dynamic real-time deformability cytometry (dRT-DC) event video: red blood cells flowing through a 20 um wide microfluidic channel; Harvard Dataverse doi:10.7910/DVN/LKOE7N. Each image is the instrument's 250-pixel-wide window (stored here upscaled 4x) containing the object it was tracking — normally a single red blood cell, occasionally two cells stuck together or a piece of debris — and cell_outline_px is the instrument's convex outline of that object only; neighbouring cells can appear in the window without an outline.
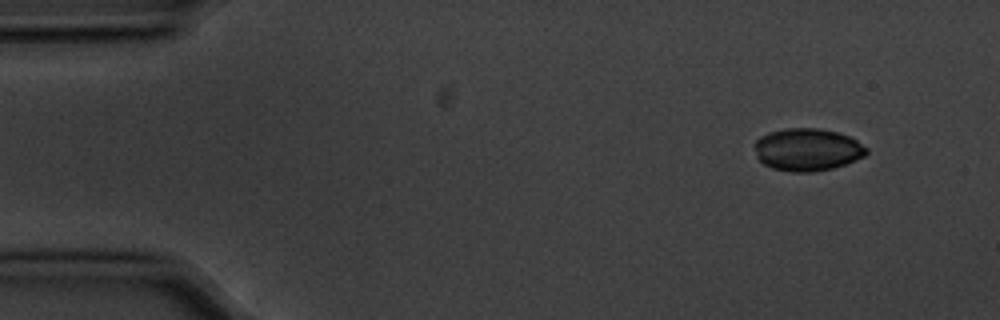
{"species": "common noctule bat (a hibernating species)", "species_latin": "Nyctalus noctula", "temperature_condition": "cold", "stored_images_in_passage": 5, "camera_frame_rate_fps": 3000, "um_per_image_px": 0.085, "animal": {"sex": "male", "body_mass_g": 20.1, "forearm_length_mm": 53.5}, "frame": {"image": 1, "passage_image": 1, "time_ms": 0.0, "image_size_px": [1000, 320], "cell_outline_px": [[868, 152], [864, 156], [844, 164], [832, 168], [812, 172], [792, 172], [772, 168], [764, 164], [756, 156], [756, 140], [760, 136], [784, 128], [820, 128], [836, 132], [848, 136], [856, 140], [868, 148]], "centroid_in_image_um": [68.63, 12.71], "position_along_channel_um": 16.4, "area_um2": 27.51}}